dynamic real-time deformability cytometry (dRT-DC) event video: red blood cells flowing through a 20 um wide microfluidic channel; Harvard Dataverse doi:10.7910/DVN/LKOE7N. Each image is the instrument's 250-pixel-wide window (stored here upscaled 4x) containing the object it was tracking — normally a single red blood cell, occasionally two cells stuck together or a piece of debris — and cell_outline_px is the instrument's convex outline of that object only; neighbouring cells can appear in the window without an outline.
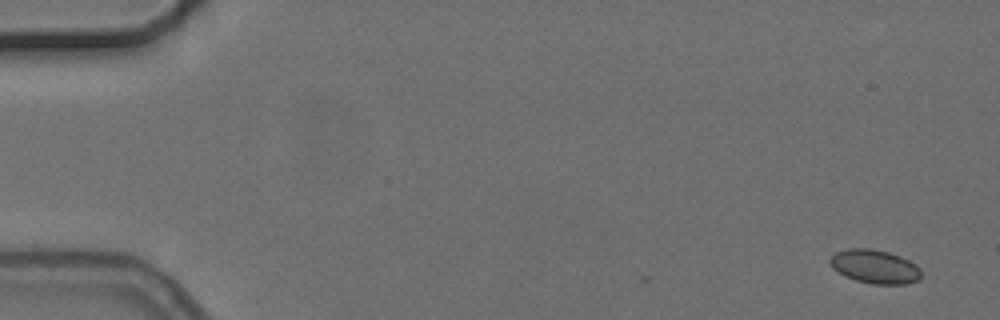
{"species": "common noctule bat (a hibernating species)", "species_latin": "Nyctalus noctula", "temperature_condition": "cold", "stored_images_in_passage": 2, "camera_frame_rate_fps": 3000, "um_per_image_px": 0.085, "animal": {"sex": "female", "body_mass_g": 24.6, "forearm_length_mm": 56.2}, "frame": {"image": 1, "passage_image": 2, "time_ms": 1.0, "image_size_px": [1000, 320], "cell_outline_px": [[920, 280], [904, 284], [872, 284], [856, 280], [844, 276], [832, 268], [828, 260], [836, 252], [848, 248], [872, 248], [888, 252], [900, 256], [916, 264], [920, 268]], "centroid_in_image_um": [74.34, 22.66], "position_along_channel_um": 10.7, "area_um2": 18.03}}